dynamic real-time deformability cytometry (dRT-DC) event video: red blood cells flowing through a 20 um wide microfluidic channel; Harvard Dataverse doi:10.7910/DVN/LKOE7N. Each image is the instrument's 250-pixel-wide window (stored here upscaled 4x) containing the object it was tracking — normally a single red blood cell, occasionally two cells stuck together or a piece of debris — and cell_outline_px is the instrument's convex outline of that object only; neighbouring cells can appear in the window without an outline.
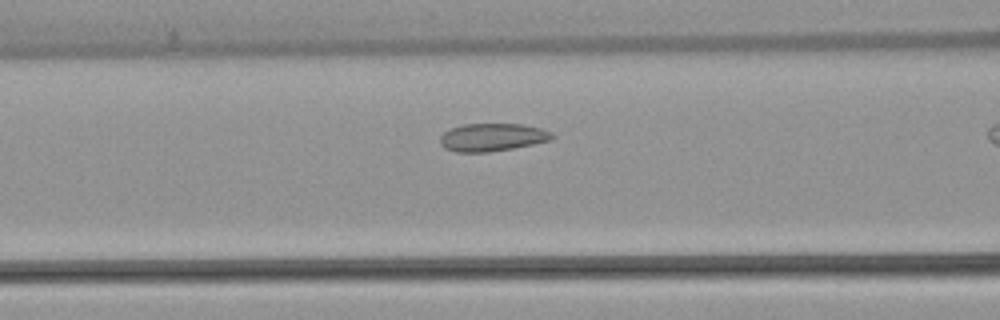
{"species": "common noctule bat (a hibernating species)", "species_latin": "Nyctalus noctula", "temperature_condition": "warm", "stored_images_in_passage": 31, "camera_frame_rate_fps": 3000, "um_per_image_px": 0.085, "animal": {"sex": "female", "body_mass_g": 22.7, "forearm_length_mm": 54.2}, "frame": {"image": 1, "passage_image": 10, "time_ms": 3.0, "image_size_px": [1000, 320], "cell_outline_px": [[556, 136], [552, 140], [512, 148], [488, 152], [456, 152], [444, 148], [440, 144], [440, 136], [444, 132], [452, 128], [464, 124], [520, 124], [540, 128], [552, 132]], "centroid_in_image_um": [41.85, 11.67], "position_along_channel_um": 124.8, "area_um2": 18.15}}
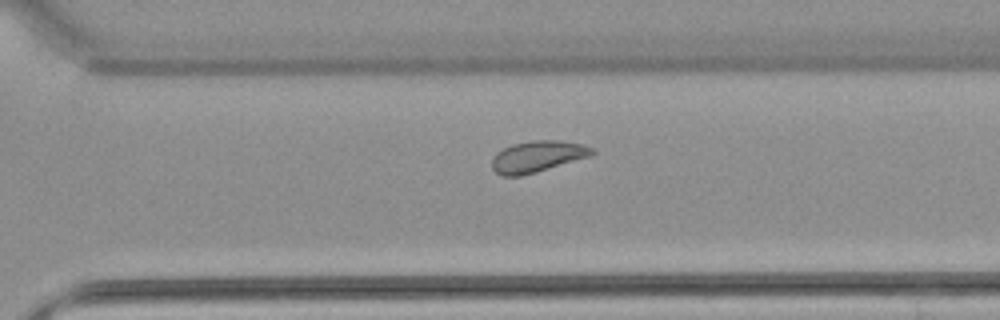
{"frame": {"image": 2, "passage_image": 26, "time_ms": 8.333, "image_size_px": [1000, 320], "cell_outline_px": [[596, 152], [592, 156], [520, 176], [500, 176], [492, 168], [492, 156], [496, 152], [512, 144], [532, 140], [560, 140], [580, 144], [592, 148]], "centroid_in_image_um": [45.66, 13.3], "position_along_channel_um": 324.9, "area_um2": 18.26}}
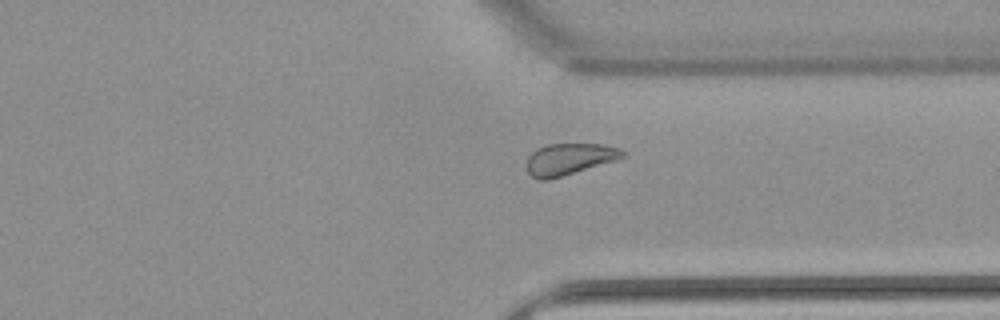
{"frame": {"image": 3, "passage_image": 29, "time_ms": 9.333, "image_size_px": [1000, 320], "cell_outline_px": [[628, 156], [616, 160], [548, 180], [536, 180], [528, 172], [528, 156], [536, 148], [548, 144], [604, 144], [620, 148], [628, 152]], "centroid_in_image_um": [48.44, 13.51], "position_along_channel_um": 363.0, "area_um2": 17.74}}